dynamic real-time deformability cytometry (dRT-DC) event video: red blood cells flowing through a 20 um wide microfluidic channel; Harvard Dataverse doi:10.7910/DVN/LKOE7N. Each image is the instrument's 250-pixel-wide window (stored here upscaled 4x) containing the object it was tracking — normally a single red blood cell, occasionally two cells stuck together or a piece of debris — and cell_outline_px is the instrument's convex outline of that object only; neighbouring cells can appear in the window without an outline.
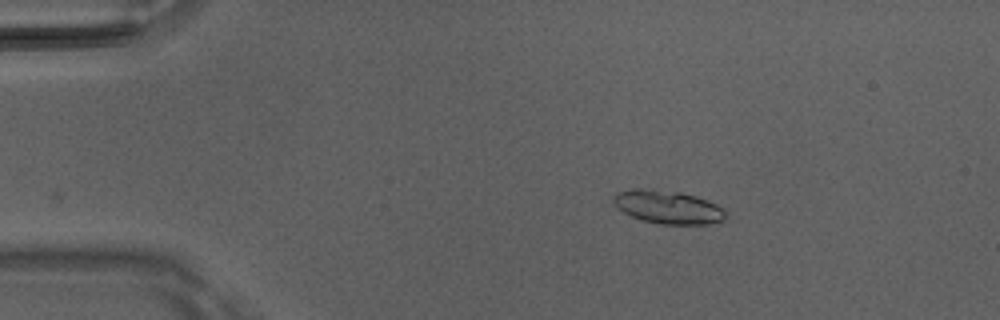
{"species": "Egyptian fruit bat (a non-hibernating species)", "species_latin": "Rousettus aegyptiacus", "temperature_condition": "room temperature", "stored_images_in_passage": 3, "camera_frame_rate_fps": 3000, "um_per_image_px": 0.085, "animal": {"sex": "male"}, "frame": {"image": 1, "passage_image": 3, "time_ms": 0.667, "image_size_px": [1000, 320], "cell_outline_px": [[728, 220], [708, 224], [660, 224], [644, 220], [632, 216], [624, 212], [612, 200], [616, 192], [632, 188], [652, 188], [680, 192], [696, 196], [716, 204], [724, 208]], "centroid_in_image_um": [56.82, 17.59], "position_along_channel_um": 28.2, "area_um2": 21.91}}